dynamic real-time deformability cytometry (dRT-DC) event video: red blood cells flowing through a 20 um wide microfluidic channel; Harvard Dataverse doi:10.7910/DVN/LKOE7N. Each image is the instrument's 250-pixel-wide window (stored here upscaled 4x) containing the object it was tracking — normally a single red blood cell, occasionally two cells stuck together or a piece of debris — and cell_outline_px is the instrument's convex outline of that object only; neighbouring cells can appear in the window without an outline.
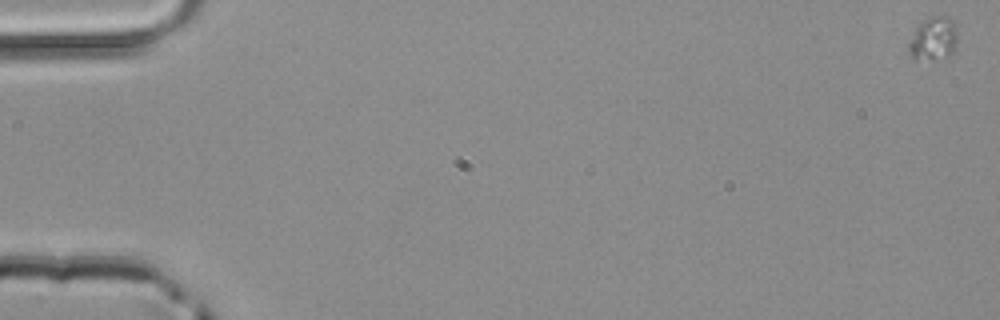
{"species": "common noctule bat (a hibernating species)", "species_latin": "Nyctalus noctula", "temperature_condition": "room temperature", "stored_images_in_passage": 51, "camera_frame_rate_fps": 3000, "um_per_image_px": 0.085, "animal": {"sex": "male", "body_mass_g": 20.4}, "frame": {"image": 1, "passage_image": 1, "time_ms": 0.0, "image_size_px": [1000, 320], "cell_outline_px": [[956, 48], [948, 56], [916, 60], [912, 60], [908, 48], [908, 44], [916, 28], [924, 20], [932, 16], [944, 16], [952, 20], [956, 24]], "centroid_in_image_um": [79.33, 3.29], "position_along_channel_um": 5.7, "area_um2": 12.14}}